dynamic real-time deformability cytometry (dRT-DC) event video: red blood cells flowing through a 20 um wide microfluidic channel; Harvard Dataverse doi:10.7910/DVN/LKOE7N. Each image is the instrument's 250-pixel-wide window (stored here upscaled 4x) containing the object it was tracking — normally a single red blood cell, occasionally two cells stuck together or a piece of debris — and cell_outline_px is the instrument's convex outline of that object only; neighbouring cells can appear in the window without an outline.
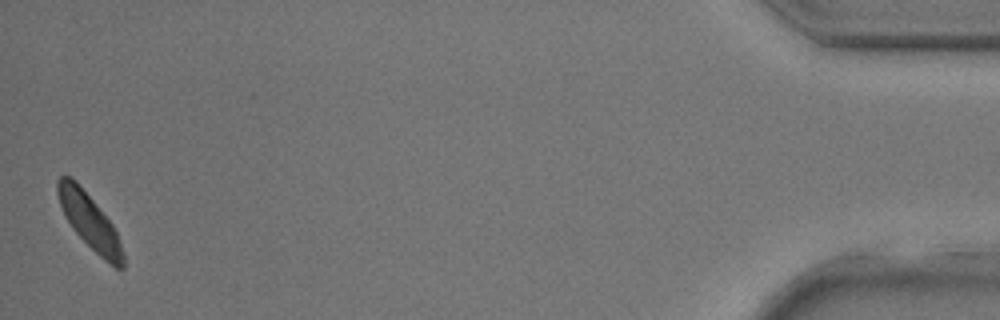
{"species": "common noctule bat (a hibernating species)", "species_latin": "Nyctalus noctula", "temperature_condition": "room temperature", "stored_images_in_passage": 34, "camera_frame_rate_fps": 3000, "um_per_image_px": 0.085, "animal": {"sex": "male", "body_mass_g": 17.9, "forearm_length_mm": 54.2}, "frame": {"image": 1, "passage_image": 34, "time_ms": 11.0, "image_size_px": [1000, 320], "cell_outline_px": [[124, 268], [116, 268], [104, 260], [72, 228], [64, 216], [56, 192], [56, 180], [60, 176], [72, 176], [76, 180], [112, 224], [120, 240], [124, 252]], "centroid_in_image_um": [7.6, 18.8], "position_along_channel_um": 427.6, "area_um2": 20.81}}